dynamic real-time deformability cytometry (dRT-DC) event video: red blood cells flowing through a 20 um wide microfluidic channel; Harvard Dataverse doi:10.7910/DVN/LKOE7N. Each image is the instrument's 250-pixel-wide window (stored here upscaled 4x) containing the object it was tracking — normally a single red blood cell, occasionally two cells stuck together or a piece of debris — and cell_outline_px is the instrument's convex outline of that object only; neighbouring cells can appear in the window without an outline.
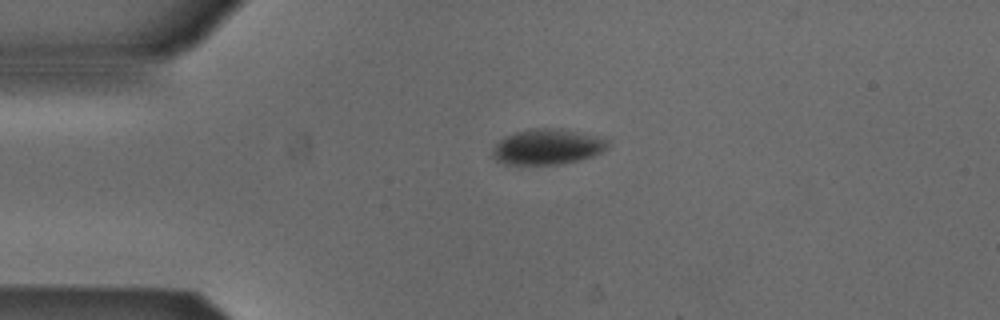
{"species": "Egyptian fruit bat (a non-hibernating species)", "species_latin": "Rousettus aegyptiacus", "temperature_condition": "cold", "stored_images_in_passage": 42, "camera_frame_rate_fps": 3000, "um_per_image_px": 0.085, "animal": {"sex": "male"}, "frame": {"image": 1, "passage_image": 1, "time_ms": 0.0, "image_size_px": [1000, 320], "cell_outline_px": [[608, 148], [592, 156], [580, 160], [560, 164], [504, 164], [496, 160], [492, 156], [492, 152], [496, 144], [504, 136], [516, 132], [532, 128], [560, 128], [596, 136], [608, 140]], "centroid_in_image_um": [46.51, 12.47], "position_along_channel_um": 38.5, "area_um2": 23.76}}
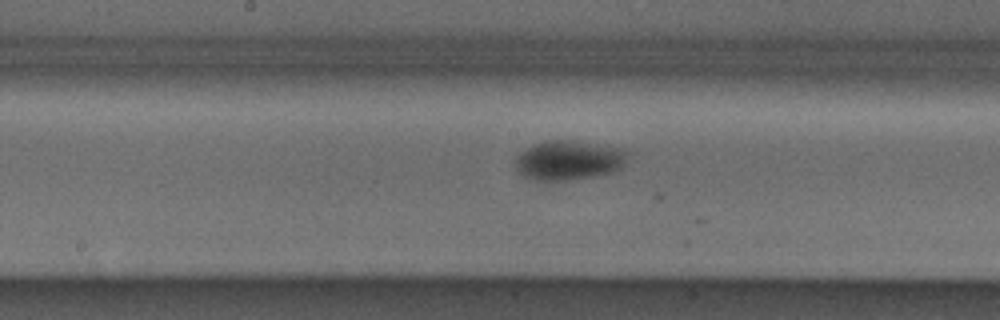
{"frame": {"image": 2, "passage_image": 16, "time_ms": 5.0, "image_size_px": [1000, 320], "cell_outline_px": [[628, 156], [624, 164], [620, 168], [612, 172], [592, 176], [568, 180], [536, 180], [524, 176], [516, 168], [516, 156], [520, 152], [532, 144], [548, 140], [572, 140], [624, 148], [628, 152]], "centroid_in_image_um": [48.35, 13.6], "position_along_channel_um": 199.8, "area_um2": 25.84}}
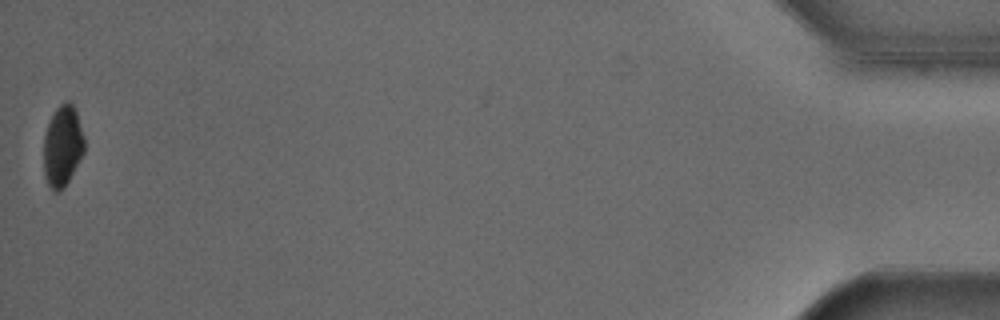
{"frame": {"image": 3, "passage_image": 42, "time_ms": 13.667, "image_size_px": [1000, 320], "cell_outline_px": [[84, 152], [64, 188], [56, 192], [52, 192], [48, 184], [44, 172], [44, 136], [48, 124], [56, 108], [60, 104], [68, 100], [72, 104], [76, 112], [84, 136]], "centroid_in_image_um": [5.31, 12.42], "position_along_channel_um": 429.9, "area_um2": 19.02}}